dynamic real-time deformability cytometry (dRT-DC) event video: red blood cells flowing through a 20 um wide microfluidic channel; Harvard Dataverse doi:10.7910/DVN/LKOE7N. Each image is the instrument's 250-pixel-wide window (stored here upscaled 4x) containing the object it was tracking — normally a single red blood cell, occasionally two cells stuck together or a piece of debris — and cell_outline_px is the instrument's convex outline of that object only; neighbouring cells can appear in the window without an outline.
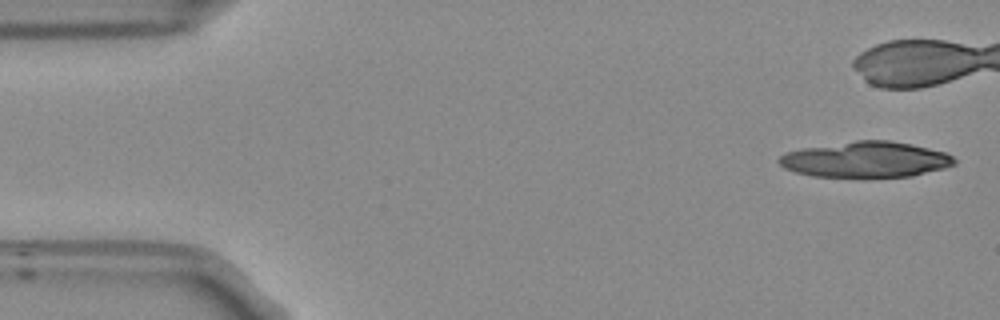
{"species": "Egyptian fruit bat (a non-hibernating species)", "species_latin": "Rousettus aegyptiacus", "temperature_condition": "room temperature", "stored_images_in_passage": 8, "camera_frame_rate_fps": 3000, "um_per_image_px": 0.085, "frame": {"image": 1, "passage_image": 1, "time_ms": 0.0, "image_size_px": [1000, 320], "cell_outline_px": [[956, 164], [944, 168], [912, 176], [812, 176], [796, 172], [784, 168], [776, 160], [784, 152], [804, 148], [856, 140], [888, 140], [912, 144], [944, 152], [952, 156], [956, 160]], "centroid_in_image_um": [73.58, 13.55], "position_along_channel_um": 11.4, "area_um2": 36.18}}